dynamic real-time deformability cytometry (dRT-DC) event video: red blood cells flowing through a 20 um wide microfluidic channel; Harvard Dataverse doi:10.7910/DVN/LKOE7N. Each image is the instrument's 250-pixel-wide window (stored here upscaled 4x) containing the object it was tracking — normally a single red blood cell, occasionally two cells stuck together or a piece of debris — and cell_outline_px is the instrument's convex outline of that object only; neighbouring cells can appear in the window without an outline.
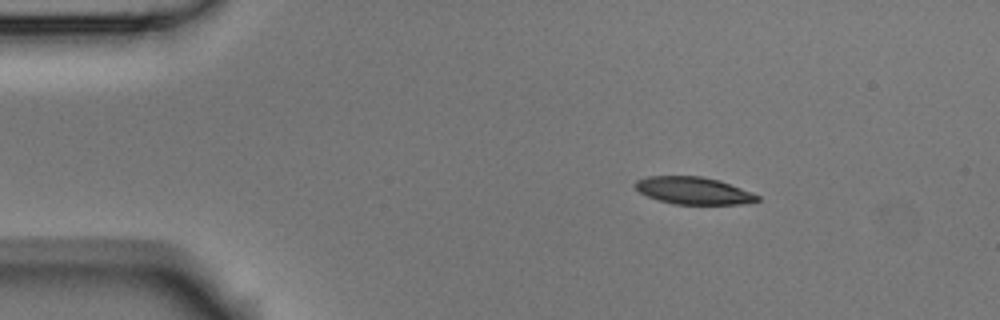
{"species": "Egyptian fruit bat (a non-hibernating species)", "species_latin": "Rousettus aegyptiacus", "temperature_condition": "room temperature", "stored_images_in_passage": 4, "camera_frame_rate_fps": 3000, "um_per_image_px": 0.085, "animal": {"sex": "male"}, "frame": {"image": 1, "passage_image": 2, "time_ms": 0.333, "image_size_px": [1000, 320], "cell_outline_px": [[760, 200], [744, 204], [672, 204], [648, 196], [640, 192], [632, 184], [636, 180], [648, 176], [700, 176], [720, 180], [752, 192], [760, 196]], "centroid_in_image_um": [58.96, 16.2], "position_along_channel_um": 26.0, "area_um2": 19.48}}